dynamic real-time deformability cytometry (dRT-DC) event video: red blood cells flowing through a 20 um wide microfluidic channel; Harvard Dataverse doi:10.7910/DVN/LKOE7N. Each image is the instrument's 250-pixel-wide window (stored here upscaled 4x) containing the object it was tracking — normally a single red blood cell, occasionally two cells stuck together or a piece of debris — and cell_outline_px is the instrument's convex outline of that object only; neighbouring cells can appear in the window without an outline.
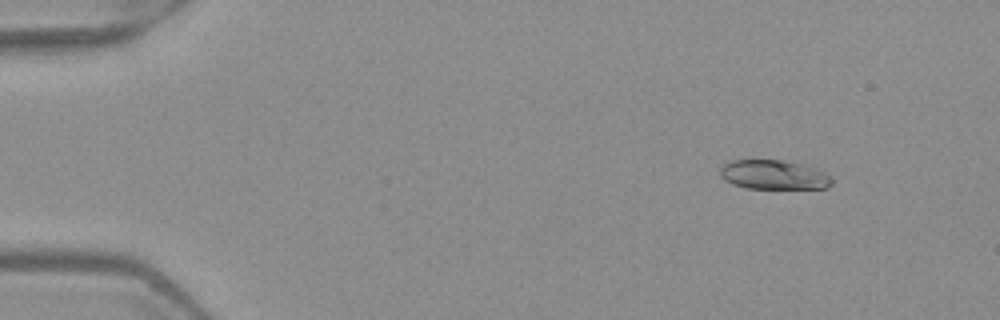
{"species": "Egyptian fruit bat (a non-hibernating species)", "species_latin": "Rousettus aegyptiacus", "temperature_condition": "warm", "stored_images_in_passage": 6, "camera_frame_rate_fps": 3000, "um_per_image_px": 0.085, "frame": {"image": 1, "passage_image": 1, "time_ms": 0.0, "image_size_px": [1000, 320], "cell_outline_px": [[832, 184], [828, 188], [748, 188], [732, 184], [724, 180], [720, 176], [720, 168], [724, 164], [732, 160], [780, 160], [804, 164], [816, 168], [832, 176]], "centroid_in_image_um": [65.79, 14.85], "position_along_channel_um": 19.2, "area_um2": 19.19}}
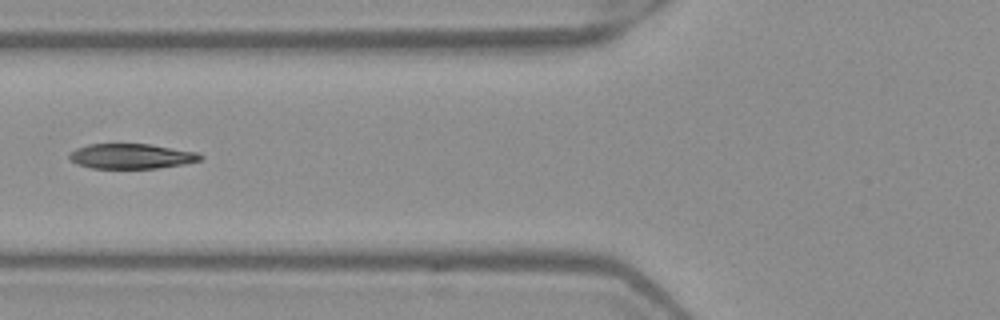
{"frame": {"image": 2, "passage_image": 5, "time_ms": 1.333, "image_size_px": [1000, 320], "cell_outline_px": [[204, 156], [200, 160], [184, 164], [156, 168], [92, 168], [76, 164], [68, 156], [68, 152], [76, 148], [88, 144], [152, 144], [196, 152]], "centroid_in_image_um": [11.14, 13.27], "position_along_channel_um": 114.7, "area_um2": 19.13}}
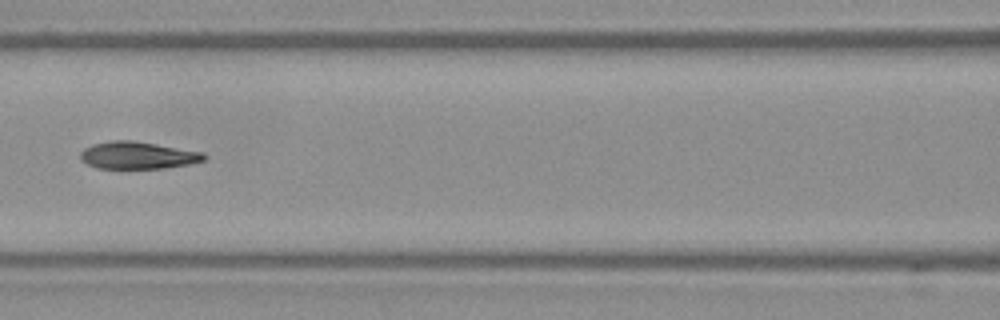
{"frame": {"image": 3, "passage_image": 6, "time_ms": 1.667, "image_size_px": [1000, 320], "cell_outline_px": [[208, 156], [204, 160], [188, 164], [164, 168], [96, 168], [80, 160], [80, 152], [84, 148], [92, 144], [112, 140], [132, 140], [204, 152]], "centroid_in_image_um": [11.69, 13.19], "position_along_channel_um": 154.9, "area_um2": 19.65}}